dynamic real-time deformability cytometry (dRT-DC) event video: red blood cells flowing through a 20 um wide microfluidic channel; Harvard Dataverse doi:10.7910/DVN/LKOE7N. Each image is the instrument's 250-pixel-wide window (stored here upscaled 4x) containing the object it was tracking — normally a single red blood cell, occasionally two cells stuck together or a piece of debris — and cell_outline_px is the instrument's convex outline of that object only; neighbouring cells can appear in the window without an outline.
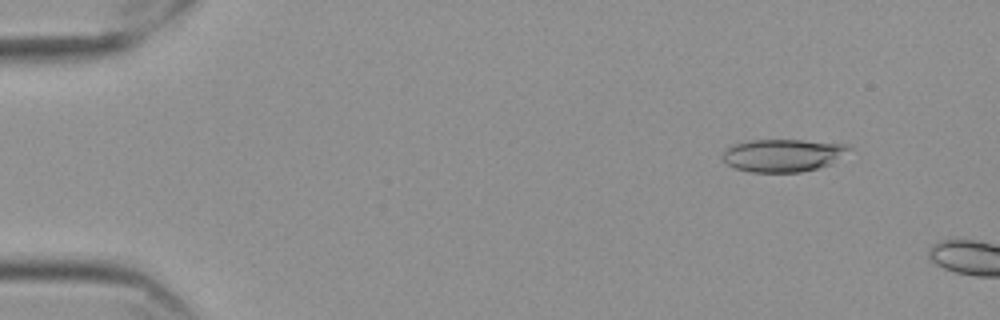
{"species": "Egyptian fruit bat (a non-hibernating species)", "species_latin": "Rousettus aegyptiacus", "temperature_condition": "cold", "stored_images_in_passage": 9, "camera_frame_rate_fps": 3000, "um_per_image_px": 0.085, "frame": {"image": 1, "passage_image": 6, "time_ms": 1.667, "image_size_px": [1000, 320], "cell_outline_px": [[852, 148], [832, 164], [800, 172], [752, 172], [736, 168], [728, 164], [720, 156], [732, 144], [752, 140], [804, 140], [848, 144]], "centroid_in_image_um": [66.57, 13.19], "position_along_channel_um": 18.4, "area_um2": 24.04}}